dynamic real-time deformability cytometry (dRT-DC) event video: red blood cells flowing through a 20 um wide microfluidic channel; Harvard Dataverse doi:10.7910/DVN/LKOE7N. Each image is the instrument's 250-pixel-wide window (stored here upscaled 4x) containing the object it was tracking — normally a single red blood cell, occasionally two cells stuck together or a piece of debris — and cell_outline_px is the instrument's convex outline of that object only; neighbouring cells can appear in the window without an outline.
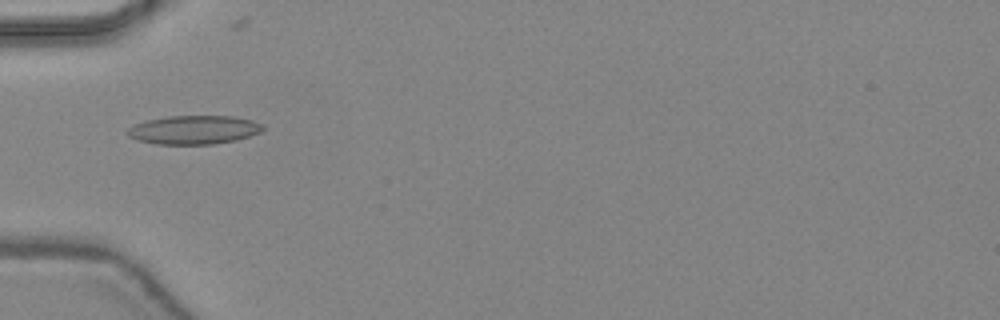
{"species": "common noctule bat (a hibernating species)", "species_latin": "Nyctalus noctula", "temperature_condition": "warm", "stored_images_in_passage": 47, "camera_frame_rate_fps": 3000, "um_per_image_px": 0.085, "animal": {"sex": "female", "body_mass_g": 24.6, "forearm_length_mm": 56.2}, "frame": {"image": 1, "passage_image": 16, "time_ms": 5.0, "image_size_px": [1000, 320], "cell_outline_px": [[264, 128], [260, 132], [236, 140], [216, 144], [156, 144], [136, 140], [128, 136], [124, 132], [128, 128], [136, 124], [148, 120], [168, 116], [232, 116], [252, 120], [264, 124]], "centroid_in_image_um": [16.47, 11.04], "position_along_channel_um": 68.5, "area_um2": 22.72}}
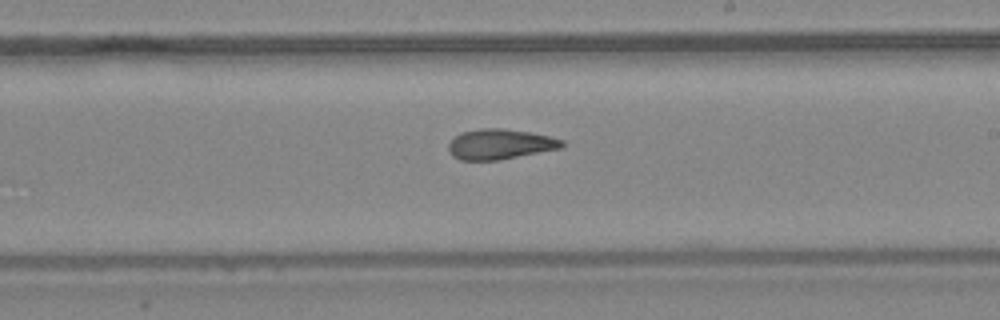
{"frame": {"image": 2, "passage_image": 28, "time_ms": 9.0, "image_size_px": [1000, 320], "cell_outline_px": [[564, 144], [560, 148], [500, 160], [460, 160], [452, 156], [448, 148], [448, 144], [460, 132], [480, 128], [500, 128], [528, 132], [548, 136], [564, 140]], "centroid_in_image_um": [42.47, 12.26], "position_along_channel_um": 246.5, "area_um2": 19.88}}
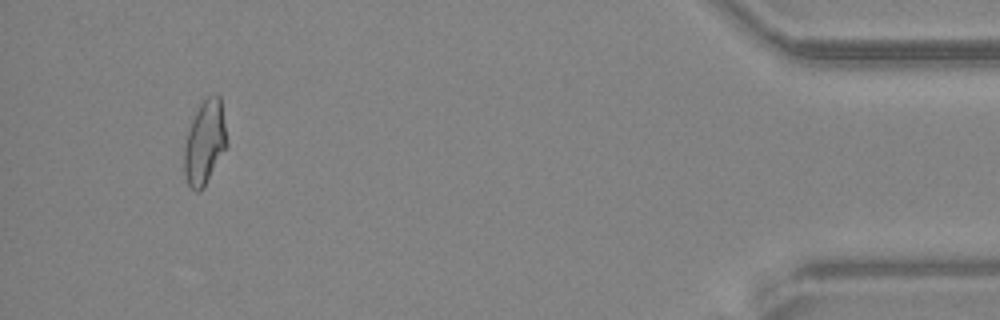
{"frame": {"image": 3, "passage_image": 44, "time_ms": 14.333, "image_size_px": [1000, 320], "cell_outline_px": [[228, 144], [204, 188], [200, 192], [196, 192], [188, 184], [184, 176], [184, 148], [188, 132], [192, 120], [200, 104], [208, 96], [220, 96]], "centroid_in_image_um": [17.4, 12.16], "position_along_channel_um": 417.8, "area_um2": 20.69}, "authors_computed_cell_mechanics": {"area_um2": 20.4034, "velocity_mm_per_s": 4.4561, "shape_relaxation_time_tau1_ms": null, "shape_relaxation_time_tau2_ms": 2.1398, "deformation_change_tau1": null, "deformation_change_tau2": 0.0996}}